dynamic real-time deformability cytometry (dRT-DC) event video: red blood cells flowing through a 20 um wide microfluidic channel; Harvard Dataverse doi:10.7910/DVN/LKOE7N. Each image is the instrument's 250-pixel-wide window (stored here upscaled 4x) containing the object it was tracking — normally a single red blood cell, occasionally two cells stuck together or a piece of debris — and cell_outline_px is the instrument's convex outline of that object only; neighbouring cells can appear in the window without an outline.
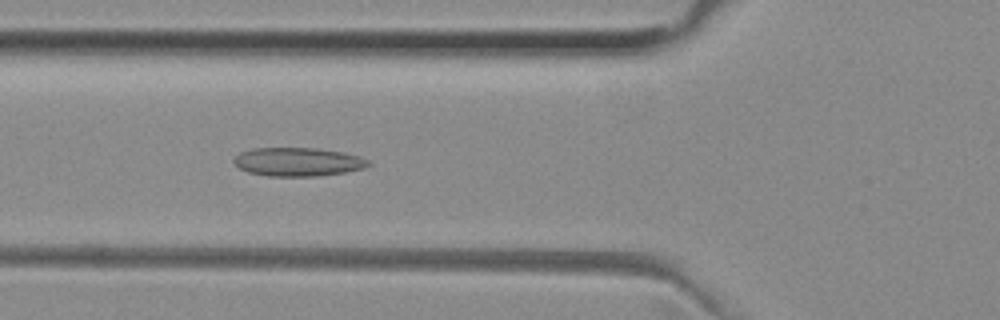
{"species": "common noctule bat (a hibernating species)", "species_latin": "Nyctalus noctula", "temperature_condition": "room temperature", "stored_images_in_passage": 37, "camera_frame_rate_fps": 3000, "um_per_image_px": 0.085, "animal": {"sex": "female", "body_mass_g": 29.2, "forearm_length_mm": 56.3}, "frame": {"image": 1, "passage_image": 18, "time_ms": 5.667, "image_size_px": [1000, 320], "cell_outline_px": [[372, 164], [364, 168], [344, 172], [316, 176], [268, 176], [248, 172], [240, 168], [232, 160], [240, 152], [252, 148], [316, 148], [344, 152], [360, 156], [368, 160]], "centroid_in_image_um": [25.33, 13.75], "position_along_channel_um": 100.5, "area_um2": 22.43}}
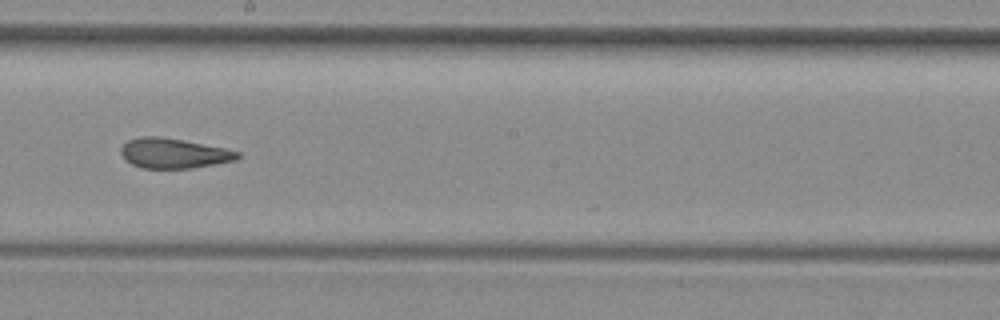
{"frame": {"image": 2, "passage_image": 28, "time_ms": 9.0, "image_size_px": [1000, 320], "cell_outline_px": [[240, 156], [236, 160], [192, 168], [144, 168], [132, 164], [120, 152], [120, 148], [128, 140], [140, 136], [156, 136], [180, 140], [224, 148], [240, 152]], "centroid_in_image_um": [14.76, 13.03], "position_along_channel_um": 233.4, "area_um2": 20.0}}
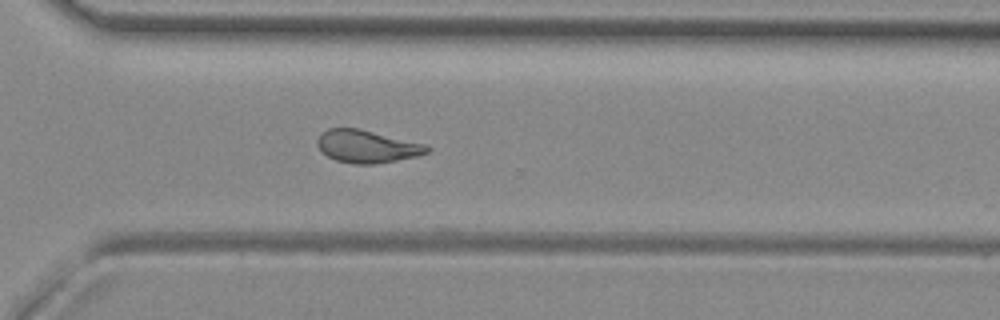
{"frame": {"image": 3, "passage_image": 36, "time_ms": 11.667, "image_size_px": [1000, 320], "cell_outline_px": [[432, 148], [428, 152], [416, 156], [376, 164], [352, 164], [336, 160], [320, 152], [316, 144], [316, 140], [320, 132], [328, 128], [360, 128], [428, 144]], "centroid_in_image_um": [31.18, 12.43], "position_along_channel_um": 339.4, "area_um2": 21.33}}